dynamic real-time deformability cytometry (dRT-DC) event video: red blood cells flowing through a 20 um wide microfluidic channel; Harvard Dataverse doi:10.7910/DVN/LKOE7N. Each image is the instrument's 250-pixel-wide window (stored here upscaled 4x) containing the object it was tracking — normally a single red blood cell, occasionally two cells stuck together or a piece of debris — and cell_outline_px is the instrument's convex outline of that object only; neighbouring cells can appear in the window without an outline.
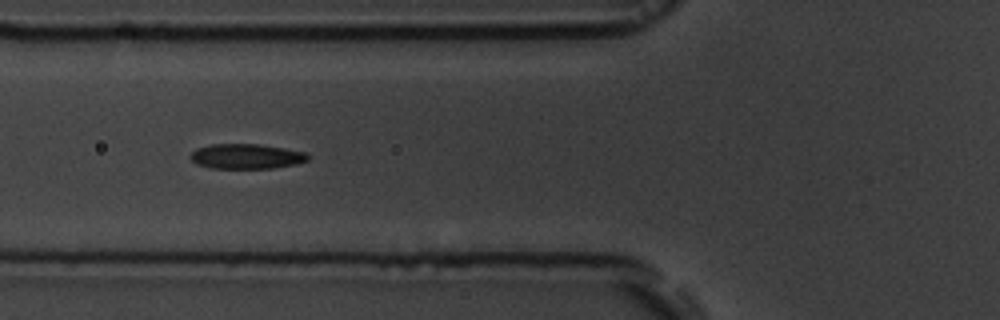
{"species": "common noctule bat (a hibernating species)", "species_latin": "Nyctalus noctula", "temperature_condition": "room temperature", "stored_images_in_passage": 36, "camera_frame_rate_fps": 3000, "um_per_image_px": 0.085, "animal": {"sex": "male", "body_mass_g": 19.5, "forearm_length_mm": 54.6}, "frame": {"image": 1, "passage_image": 6, "time_ms": 1.667, "image_size_px": [1000, 320], "cell_outline_px": [[308, 160], [296, 164], [272, 168], [212, 168], [196, 164], [188, 156], [196, 148], [212, 144], [260, 144], [308, 152]], "centroid_in_image_um": [20.93, 13.28], "position_along_channel_um": 104.9, "area_um2": 17.17}}
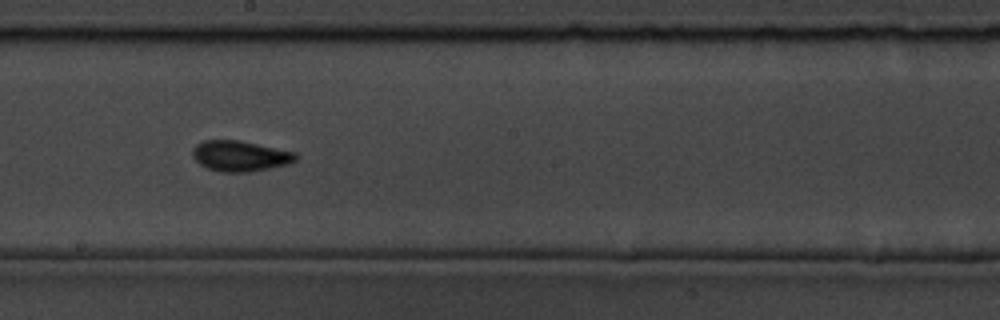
{"frame": {"image": 2, "passage_image": 16, "time_ms": 5.0, "image_size_px": [1000, 320], "cell_outline_px": [[300, 156], [296, 160], [288, 164], [248, 172], [220, 172], [208, 168], [200, 164], [192, 156], [192, 148], [196, 144], [204, 140], [240, 140], [296, 152]], "centroid_in_image_um": [20.41, 13.25], "position_along_channel_um": 227.8, "area_um2": 18.5}, "authors_computed_cell_mechanics": {"area_um2": 17.051, "velocity_mm_per_s": 3.6946, "shape_relaxation_time_tau1_ms": 4.5372, "shape_relaxation_time_tau2_ms": 3.41, "deformation_change_tau1": 0.1518, "deformation_change_tau2": 0.0831}}